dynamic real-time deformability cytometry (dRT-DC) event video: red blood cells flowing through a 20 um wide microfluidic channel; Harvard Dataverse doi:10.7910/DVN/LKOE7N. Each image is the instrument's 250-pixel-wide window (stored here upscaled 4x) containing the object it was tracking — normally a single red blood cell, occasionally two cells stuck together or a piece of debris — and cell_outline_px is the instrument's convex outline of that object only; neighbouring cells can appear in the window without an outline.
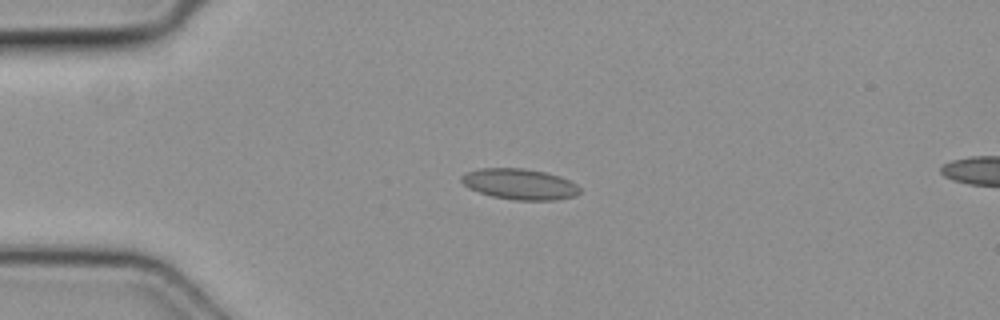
{"species": "common noctule bat (a hibernating species)", "species_latin": "Nyctalus noctula", "temperature_condition": "cold", "stored_images_in_passage": 4, "segment_of_instrument_passage": [1, 2], "camera_frame_rate_fps": 3000, "um_per_image_px": 0.085, "animal": {"sex": "female", "body_mass_g": 19.3, "forearm_length_mm": 54.1}, "frame": {"image": 1, "passage_image": 2, "time_ms": 0.333, "image_size_px": [1000, 320], "cell_outline_px": [[580, 192], [576, 196], [556, 200], [512, 200], [492, 196], [468, 188], [460, 180], [460, 176], [468, 172], [480, 168], [520, 168], [544, 172], [560, 176], [576, 184], [580, 188]], "centroid_in_image_um": [44.17, 15.66], "position_along_channel_um": 40.8, "area_um2": 21.21}}